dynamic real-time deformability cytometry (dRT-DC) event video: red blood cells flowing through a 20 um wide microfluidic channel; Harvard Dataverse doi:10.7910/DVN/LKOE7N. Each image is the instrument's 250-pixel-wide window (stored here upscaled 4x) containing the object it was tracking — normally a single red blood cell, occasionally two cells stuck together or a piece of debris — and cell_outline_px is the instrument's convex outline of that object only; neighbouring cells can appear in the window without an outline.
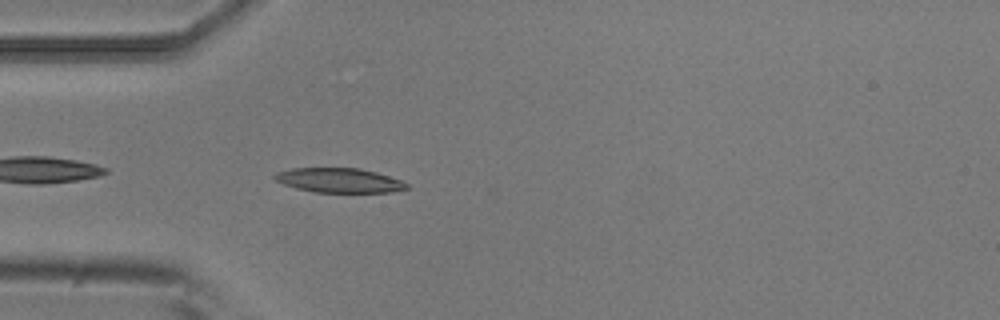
{"species": "common noctule bat (a hibernating species)", "species_latin": "Nyctalus noctula", "temperature_condition": "room temperature", "stored_images_in_passage": 4, "camera_frame_rate_fps": 3000, "um_per_image_px": 0.085, "animal": {"sex": "male", "body_mass_g": 20.5, "forearm_length_mm": 52.5}, "frame": {"image": 1, "passage_image": 4, "time_ms": 1.0, "image_size_px": [1000, 320], "cell_outline_px": [[408, 188], [392, 192], [316, 192], [296, 188], [284, 184], [276, 180], [272, 176], [276, 172], [292, 168], [360, 168], [376, 172], [400, 180], [408, 184]], "centroid_in_image_um": [28.81, 15.32], "position_along_channel_um": 56.2, "area_um2": 18.73}}